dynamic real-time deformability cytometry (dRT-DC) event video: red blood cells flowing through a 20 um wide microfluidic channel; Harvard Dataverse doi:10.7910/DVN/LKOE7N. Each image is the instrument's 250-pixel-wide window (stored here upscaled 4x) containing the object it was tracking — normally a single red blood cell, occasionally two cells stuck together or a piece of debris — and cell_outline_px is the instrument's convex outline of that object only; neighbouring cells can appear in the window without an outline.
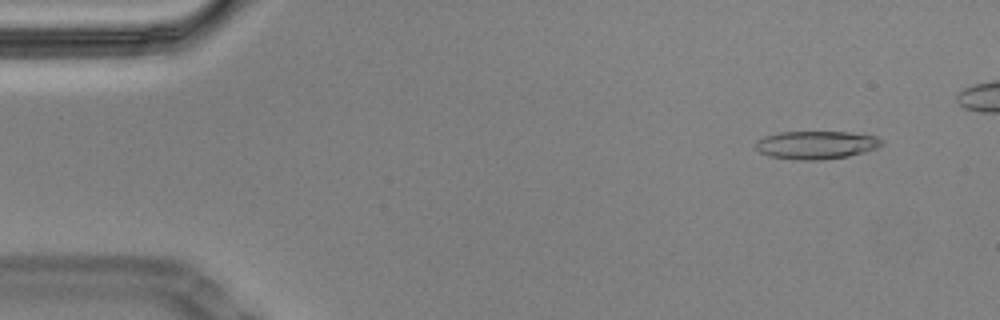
{"species": "Egyptian fruit bat (a non-hibernating species)", "species_latin": "Rousettus aegyptiacus", "temperature_condition": "cold", "stored_images_in_passage": 52, "camera_frame_rate_fps": 3000, "um_per_image_px": 0.085, "animal": {"sex": "male"}, "frame": {"image": 1, "passage_image": 5, "time_ms": 1.333, "image_size_px": [1000, 320], "cell_outline_px": [[884, 144], [876, 148], [864, 152], [848, 156], [824, 160], [796, 160], [768, 156], [760, 152], [756, 148], [756, 140], [764, 136], [780, 132], [848, 132], [876, 136]], "centroid_in_image_um": [69.35, 12.33], "position_along_channel_um": 15.6, "area_um2": 20.69}}
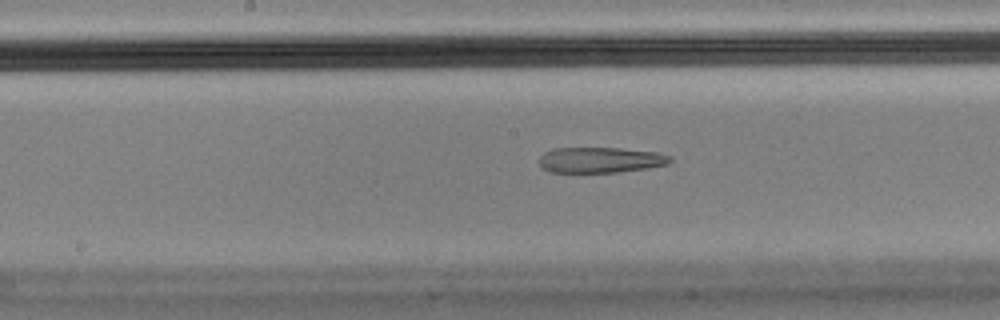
{"frame": {"image": 2, "passage_image": 29, "time_ms": 9.333, "image_size_px": [1000, 320], "cell_outline_px": [[672, 160], [668, 164], [648, 168], [620, 172], [548, 172], [540, 164], [540, 156], [544, 152], [552, 148], [620, 148], [656, 152], [672, 156]], "centroid_in_image_um": [51.05, 13.59], "position_along_channel_um": 197.1, "area_um2": 19.59}}
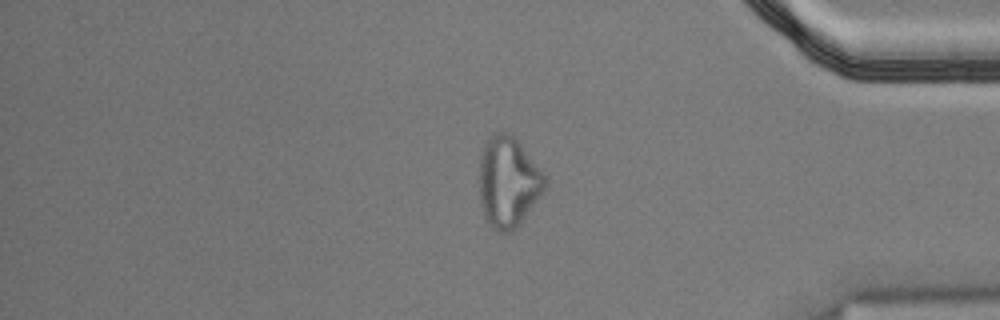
{"frame": {"image": 3, "passage_image": 48, "time_ms": 15.667, "image_size_px": [1000, 320], "cell_outline_px": [[548, 184], [544, 192], [520, 224], [516, 228], [508, 232], [496, 232], [488, 224], [484, 216], [480, 200], [480, 156], [484, 144], [496, 132], [508, 132], [520, 144], [544, 176]], "centroid_in_image_um": [43.19, 15.52], "position_along_channel_um": 392.0, "area_um2": 34.33}}